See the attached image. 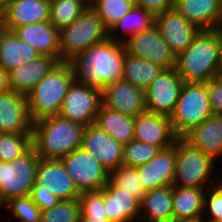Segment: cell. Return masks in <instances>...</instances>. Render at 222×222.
<instances>
[{
  "label": "cell",
  "instance_id": "1",
  "mask_svg": "<svg viewBox=\"0 0 222 222\" xmlns=\"http://www.w3.org/2000/svg\"><path fill=\"white\" fill-rule=\"evenodd\" d=\"M124 43L107 38L75 55L69 64L75 81L102 90L123 77Z\"/></svg>",
  "mask_w": 222,
  "mask_h": 222
},
{
  "label": "cell",
  "instance_id": "2",
  "mask_svg": "<svg viewBox=\"0 0 222 222\" xmlns=\"http://www.w3.org/2000/svg\"><path fill=\"white\" fill-rule=\"evenodd\" d=\"M175 69L184 82L207 83L221 71V27L201 30L176 56Z\"/></svg>",
  "mask_w": 222,
  "mask_h": 222
},
{
  "label": "cell",
  "instance_id": "3",
  "mask_svg": "<svg viewBox=\"0 0 222 222\" xmlns=\"http://www.w3.org/2000/svg\"><path fill=\"white\" fill-rule=\"evenodd\" d=\"M85 126L52 115L32 125V146L41 159H60L81 147Z\"/></svg>",
  "mask_w": 222,
  "mask_h": 222
},
{
  "label": "cell",
  "instance_id": "4",
  "mask_svg": "<svg viewBox=\"0 0 222 222\" xmlns=\"http://www.w3.org/2000/svg\"><path fill=\"white\" fill-rule=\"evenodd\" d=\"M75 80L69 62H58L26 95L31 121L58 115L69 86Z\"/></svg>",
  "mask_w": 222,
  "mask_h": 222
},
{
  "label": "cell",
  "instance_id": "5",
  "mask_svg": "<svg viewBox=\"0 0 222 222\" xmlns=\"http://www.w3.org/2000/svg\"><path fill=\"white\" fill-rule=\"evenodd\" d=\"M216 163L218 162L192 146L183 137H178L172 186L207 189L216 185L211 178Z\"/></svg>",
  "mask_w": 222,
  "mask_h": 222
},
{
  "label": "cell",
  "instance_id": "6",
  "mask_svg": "<svg viewBox=\"0 0 222 222\" xmlns=\"http://www.w3.org/2000/svg\"><path fill=\"white\" fill-rule=\"evenodd\" d=\"M212 114L208 82H184L170 121L175 134L183 137Z\"/></svg>",
  "mask_w": 222,
  "mask_h": 222
},
{
  "label": "cell",
  "instance_id": "7",
  "mask_svg": "<svg viewBox=\"0 0 222 222\" xmlns=\"http://www.w3.org/2000/svg\"><path fill=\"white\" fill-rule=\"evenodd\" d=\"M107 38L109 31L89 6L72 24L59 30L61 61L68 62L75 55Z\"/></svg>",
  "mask_w": 222,
  "mask_h": 222
},
{
  "label": "cell",
  "instance_id": "8",
  "mask_svg": "<svg viewBox=\"0 0 222 222\" xmlns=\"http://www.w3.org/2000/svg\"><path fill=\"white\" fill-rule=\"evenodd\" d=\"M39 160L32 147L23 156L10 162L0 161V201L3 204L10 198L30 195Z\"/></svg>",
  "mask_w": 222,
  "mask_h": 222
},
{
  "label": "cell",
  "instance_id": "9",
  "mask_svg": "<svg viewBox=\"0 0 222 222\" xmlns=\"http://www.w3.org/2000/svg\"><path fill=\"white\" fill-rule=\"evenodd\" d=\"M60 160L80 193L101 190L109 181V172L82 147Z\"/></svg>",
  "mask_w": 222,
  "mask_h": 222
},
{
  "label": "cell",
  "instance_id": "10",
  "mask_svg": "<svg viewBox=\"0 0 222 222\" xmlns=\"http://www.w3.org/2000/svg\"><path fill=\"white\" fill-rule=\"evenodd\" d=\"M102 105V90L73 81L64 97L59 115L89 126L96 121Z\"/></svg>",
  "mask_w": 222,
  "mask_h": 222
},
{
  "label": "cell",
  "instance_id": "11",
  "mask_svg": "<svg viewBox=\"0 0 222 222\" xmlns=\"http://www.w3.org/2000/svg\"><path fill=\"white\" fill-rule=\"evenodd\" d=\"M126 53L149 60L165 69L175 68L176 55L160 35L154 25L150 29L138 32L124 42Z\"/></svg>",
  "mask_w": 222,
  "mask_h": 222
},
{
  "label": "cell",
  "instance_id": "12",
  "mask_svg": "<svg viewBox=\"0 0 222 222\" xmlns=\"http://www.w3.org/2000/svg\"><path fill=\"white\" fill-rule=\"evenodd\" d=\"M31 191H46L60 200L78 199L81 194L60 159H41Z\"/></svg>",
  "mask_w": 222,
  "mask_h": 222
},
{
  "label": "cell",
  "instance_id": "13",
  "mask_svg": "<svg viewBox=\"0 0 222 222\" xmlns=\"http://www.w3.org/2000/svg\"><path fill=\"white\" fill-rule=\"evenodd\" d=\"M183 84L184 81L175 68L165 69L145 90L146 111L170 117Z\"/></svg>",
  "mask_w": 222,
  "mask_h": 222
},
{
  "label": "cell",
  "instance_id": "14",
  "mask_svg": "<svg viewBox=\"0 0 222 222\" xmlns=\"http://www.w3.org/2000/svg\"><path fill=\"white\" fill-rule=\"evenodd\" d=\"M154 25L176 56L190 46L201 31L175 8L156 14Z\"/></svg>",
  "mask_w": 222,
  "mask_h": 222
},
{
  "label": "cell",
  "instance_id": "15",
  "mask_svg": "<svg viewBox=\"0 0 222 222\" xmlns=\"http://www.w3.org/2000/svg\"><path fill=\"white\" fill-rule=\"evenodd\" d=\"M81 147L91 153L109 173L122 165L124 145L95 123L85 126Z\"/></svg>",
  "mask_w": 222,
  "mask_h": 222
},
{
  "label": "cell",
  "instance_id": "16",
  "mask_svg": "<svg viewBox=\"0 0 222 222\" xmlns=\"http://www.w3.org/2000/svg\"><path fill=\"white\" fill-rule=\"evenodd\" d=\"M102 105L124 115L136 117L146 111V92L121 79L102 89Z\"/></svg>",
  "mask_w": 222,
  "mask_h": 222
},
{
  "label": "cell",
  "instance_id": "17",
  "mask_svg": "<svg viewBox=\"0 0 222 222\" xmlns=\"http://www.w3.org/2000/svg\"><path fill=\"white\" fill-rule=\"evenodd\" d=\"M177 138L169 116L145 111L134 117L135 140L164 149L174 145Z\"/></svg>",
  "mask_w": 222,
  "mask_h": 222
},
{
  "label": "cell",
  "instance_id": "18",
  "mask_svg": "<svg viewBox=\"0 0 222 222\" xmlns=\"http://www.w3.org/2000/svg\"><path fill=\"white\" fill-rule=\"evenodd\" d=\"M176 141L174 145L160 149L147 163L138 166L139 181L146 191L172 185L175 174Z\"/></svg>",
  "mask_w": 222,
  "mask_h": 222
},
{
  "label": "cell",
  "instance_id": "19",
  "mask_svg": "<svg viewBox=\"0 0 222 222\" xmlns=\"http://www.w3.org/2000/svg\"><path fill=\"white\" fill-rule=\"evenodd\" d=\"M26 96L12 90L0 94V133H32Z\"/></svg>",
  "mask_w": 222,
  "mask_h": 222
},
{
  "label": "cell",
  "instance_id": "20",
  "mask_svg": "<svg viewBox=\"0 0 222 222\" xmlns=\"http://www.w3.org/2000/svg\"><path fill=\"white\" fill-rule=\"evenodd\" d=\"M12 31L40 55L54 57L61 62L59 30L50 21L23 25Z\"/></svg>",
  "mask_w": 222,
  "mask_h": 222
},
{
  "label": "cell",
  "instance_id": "21",
  "mask_svg": "<svg viewBox=\"0 0 222 222\" xmlns=\"http://www.w3.org/2000/svg\"><path fill=\"white\" fill-rule=\"evenodd\" d=\"M183 138L213 160L222 158V114L213 113L200 125L192 128Z\"/></svg>",
  "mask_w": 222,
  "mask_h": 222
},
{
  "label": "cell",
  "instance_id": "22",
  "mask_svg": "<svg viewBox=\"0 0 222 222\" xmlns=\"http://www.w3.org/2000/svg\"><path fill=\"white\" fill-rule=\"evenodd\" d=\"M8 30L49 21L50 0H10L1 11Z\"/></svg>",
  "mask_w": 222,
  "mask_h": 222
},
{
  "label": "cell",
  "instance_id": "23",
  "mask_svg": "<svg viewBox=\"0 0 222 222\" xmlns=\"http://www.w3.org/2000/svg\"><path fill=\"white\" fill-rule=\"evenodd\" d=\"M104 207L111 222H137L140 219V202L110 180L104 186Z\"/></svg>",
  "mask_w": 222,
  "mask_h": 222
},
{
  "label": "cell",
  "instance_id": "24",
  "mask_svg": "<svg viewBox=\"0 0 222 222\" xmlns=\"http://www.w3.org/2000/svg\"><path fill=\"white\" fill-rule=\"evenodd\" d=\"M59 61L47 55H39L8 72L9 87L12 91L27 95Z\"/></svg>",
  "mask_w": 222,
  "mask_h": 222
},
{
  "label": "cell",
  "instance_id": "25",
  "mask_svg": "<svg viewBox=\"0 0 222 222\" xmlns=\"http://www.w3.org/2000/svg\"><path fill=\"white\" fill-rule=\"evenodd\" d=\"M174 8L201 30L221 27L220 0H175Z\"/></svg>",
  "mask_w": 222,
  "mask_h": 222
},
{
  "label": "cell",
  "instance_id": "26",
  "mask_svg": "<svg viewBox=\"0 0 222 222\" xmlns=\"http://www.w3.org/2000/svg\"><path fill=\"white\" fill-rule=\"evenodd\" d=\"M173 186L146 191L140 203V220L143 222L173 221Z\"/></svg>",
  "mask_w": 222,
  "mask_h": 222
},
{
  "label": "cell",
  "instance_id": "27",
  "mask_svg": "<svg viewBox=\"0 0 222 222\" xmlns=\"http://www.w3.org/2000/svg\"><path fill=\"white\" fill-rule=\"evenodd\" d=\"M39 55L35 48L22 42L13 31L8 30L0 43V68L9 72Z\"/></svg>",
  "mask_w": 222,
  "mask_h": 222
},
{
  "label": "cell",
  "instance_id": "28",
  "mask_svg": "<svg viewBox=\"0 0 222 222\" xmlns=\"http://www.w3.org/2000/svg\"><path fill=\"white\" fill-rule=\"evenodd\" d=\"M95 124L119 143L125 145L134 139V117L101 105Z\"/></svg>",
  "mask_w": 222,
  "mask_h": 222
},
{
  "label": "cell",
  "instance_id": "29",
  "mask_svg": "<svg viewBox=\"0 0 222 222\" xmlns=\"http://www.w3.org/2000/svg\"><path fill=\"white\" fill-rule=\"evenodd\" d=\"M155 24V15L142 7L134 5L109 31V38L124 43L134 34L150 29ZM121 29V30H120ZM122 31L119 36L117 32ZM122 35V36H121Z\"/></svg>",
  "mask_w": 222,
  "mask_h": 222
},
{
  "label": "cell",
  "instance_id": "30",
  "mask_svg": "<svg viewBox=\"0 0 222 222\" xmlns=\"http://www.w3.org/2000/svg\"><path fill=\"white\" fill-rule=\"evenodd\" d=\"M165 68L149 60L125 54L122 79L146 90Z\"/></svg>",
  "mask_w": 222,
  "mask_h": 222
},
{
  "label": "cell",
  "instance_id": "31",
  "mask_svg": "<svg viewBox=\"0 0 222 222\" xmlns=\"http://www.w3.org/2000/svg\"><path fill=\"white\" fill-rule=\"evenodd\" d=\"M205 188L173 186V220L203 214Z\"/></svg>",
  "mask_w": 222,
  "mask_h": 222
},
{
  "label": "cell",
  "instance_id": "32",
  "mask_svg": "<svg viewBox=\"0 0 222 222\" xmlns=\"http://www.w3.org/2000/svg\"><path fill=\"white\" fill-rule=\"evenodd\" d=\"M88 7L83 0H50L49 21L61 30L72 24Z\"/></svg>",
  "mask_w": 222,
  "mask_h": 222
},
{
  "label": "cell",
  "instance_id": "33",
  "mask_svg": "<svg viewBox=\"0 0 222 222\" xmlns=\"http://www.w3.org/2000/svg\"><path fill=\"white\" fill-rule=\"evenodd\" d=\"M134 5L135 0H96L91 8L102 20L105 28L110 31Z\"/></svg>",
  "mask_w": 222,
  "mask_h": 222
},
{
  "label": "cell",
  "instance_id": "34",
  "mask_svg": "<svg viewBox=\"0 0 222 222\" xmlns=\"http://www.w3.org/2000/svg\"><path fill=\"white\" fill-rule=\"evenodd\" d=\"M32 133H0V161L10 162L32 148Z\"/></svg>",
  "mask_w": 222,
  "mask_h": 222
},
{
  "label": "cell",
  "instance_id": "35",
  "mask_svg": "<svg viewBox=\"0 0 222 222\" xmlns=\"http://www.w3.org/2000/svg\"><path fill=\"white\" fill-rule=\"evenodd\" d=\"M109 180L114 185L122 187L123 191L131 193L140 203L142 202L146 190L139 181L137 168L121 165L109 173Z\"/></svg>",
  "mask_w": 222,
  "mask_h": 222
},
{
  "label": "cell",
  "instance_id": "36",
  "mask_svg": "<svg viewBox=\"0 0 222 222\" xmlns=\"http://www.w3.org/2000/svg\"><path fill=\"white\" fill-rule=\"evenodd\" d=\"M159 151V147L133 139L124 145L122 165L135 168L144 165Z\"/></svg>",
  "mask_w": 222,
  "mask_h": 222
},
{
  "label": "cell",
  "instance_id": "37",
  "mask_svg": "<svg viewBox=\"0 0 222 222\" xmlns=\"http://www.w3.org/2000/svg\"><path fill=\"white\" fill-rule=\"evenodd\" d=\"M78 199L61 200L56 206L41 210L40 222H79Z\"/></svg>",
  "mask_w": 222,
  "mask_h": 222
},
{
  "label": "cell",
  "instance_id": "38",
  "mask_svg": "<svg viewBox=\"0 0 222 222\" xmlns=\"http://www.w3.org/2000/svg\"><path fill=\"white\" fill-rule=\"evenodd\" d=\"M20 222H40L41 209L30 196L13 197L3 204Z\"/></svg>",
  "mask_w": 222,
  "mask_h": 222
},
{
  "label": "cell",
  "instance_id": "39",
  "mask_svg": "<svg viewBox=\"0 0 222 222\" xmlns=\"http://www.w3.org/2000/svg\"><path fill=\"white\" fill-rule=\"evenodd\" d=\"M78 201L80 203V216L107 218L104 207V188L98 191L82 192Z\"/></svg>",
  "mask_w": 222,
  "mask_h": 222
},
{
  "label": "cell",
  "instance_id": "40",
  "mask_svg": "<svg viewBox=\"0 0 222 222\" xmlns=\"http://www.w3.org/2000/svg\"><path fill=\"white\" fill-rule=\"evenodd\" d=\"M218 180L219 178L216 185L207 188L208 192L206 191L204 197L203 215L209 213L205 217L208 222H222V181Z\"/></svg>",
  "mask_w": 222,
  "mask_h": 222
},
{
  "label": "cell",
  "instance_id": "41",
  "mask_svg": "<svg viewBox=\"0 0 222 222\" xmlns=\"http://www.w3.org/2000/svg\"><path fill=\"white\" fill-rule=\"evenodd\" d=\"M208 94L212 112L222 114V72L208 82Z\"/></svg>",
  "mask_w": 222,
  "mask_h": 222
},
{
  "label": "cell",
  "instance_id": "42",
  "mask_svg": "<svg viewBox=\"0 0 222 222\" xmlns=\"http://www.w3.org/2000/svg\"><path fill=\"white\" fill-rule=\"evenodd\" d=\"M175 0H135V5L151 11L154 15L174 8Z\"/></svg>",
  "mask_w": 222,
  "mask_h": 222
},
{
  "label": "cell",
  "instance_id": "43",
  "mask_svg": "<svg viewBox=\"0 0 222 222\" xmlns=\"http://www.w3.org/2000/svg\"><path fill=\"white\" fill-rule=\"evenodd\" d=\"M29 196L41 210L52 208L61 201L52 193L46 191H31Z\"/></svg>",
  "mask_w": 222,
  "mask_h": 222
},
{
  "label": "cell",
  "instance_id": "44",
  "mask_svg": "<svg viewBox=\"0 0 222 222\" xmlns=\"http://www.w3.org/2000/svg\"><path fill=\"white\" fill-rule=\"evenodd\" d=\"M8 72L0 68V94L10 91Z\"/></svg>",
  "mask_w": 222,
  "mask_h": 222
},
{
  "label": "cell",
  "instance_id": "45",
  "mask_svg": "<svg viewBox=\"0 0 222 222\" xmlns=\"http://www.w3.org/2000/svg\"><path fill=\"white\" fill-rule=\"evenodd\" d=\"M204 217L205 216L202 214L199 216H193V217L173 220L172 222H208L206 219H204Z\"/></svg>",
  "mask_w": 222,
  "mask_h": 222
},
{
  "label": "cell",
  "instance_id": "46",
  "mask_svg": "<svg viewBox=\"0 0 222 222\" xmlns=\"http://www.w3.org/2000/svg\"><path fill=\"white\" fill-rule=\"evenodd\" d=\"M8 27L5 23V20L0 12V43L2 42V39L4 35L7 33Z\"/></svg>",
  "mask_w": 222,
  "mask_h": 222
},
{
  "label": "cell",
  "instance_id": "47",
  "mask_svg": "<svg viewBox=\"0 0 222 222\" xmlns=\"http://www.w3.org/2000/svg\"><path fill=\"white\" fill-rule=\"evenodd\" d=\"M79 222H111L108 218H87L84 216H79Z\"/></svg>",
  "mask_w": 222,
  "mask_h": 222
},
{
  "label": "cell",
  "instance_id": "48",
  "mask_svg": "<svg viewBox=\"0 0 222 222\" xmlns=\"http://www.w3.org/2000/svg\"><path fill=\"white\" fill-rule=\"evenodd\" d=\"M10 0H0V12L6 7Z\"/></svg>",
  "mask_w": 222,
  "mask_h": 222
},
{
  "label": "cell",
  "instance_id": "49",
  "mask_svg": "<svg viewBox=\"0 0 222 222\" xmlns=\"http://www.w3.org/2000/svg\"><path fill=\"white\" fill-rule=\"evenodd\" d=\"M88 6H91L96 0H83Z\"/></svg>",
  "mask_w": 222,
  "mask_h": 222
},
{
  "label": "cell",
  "instance_id": "50",
  "mask_svg": "<svg viewBox=\"0 0 222 222\" xmlns=\"http://www.w3.org/2000/svg\"><path fill=\"white\" fill-rule=\"evenodd\" d=\"M220 17H221V27H222V0H220Z\"/></svg>",
  "mask_w": 222,
  "mask_h": 222
},
{
  "label": "cell",
  "instance_id": "51",
  "mask_svg": "<svg viewBox=\"0 0 222 222\" xmlns=\"http://www.w3.org/2000/svg\"><path fill=\"white\" fill-rule=\"evenodd\" d=\"M221 71H222V27H221Z\"/></svg>",
  "mask_w": 222,
  "mask_h": 222
}]
</instances>
